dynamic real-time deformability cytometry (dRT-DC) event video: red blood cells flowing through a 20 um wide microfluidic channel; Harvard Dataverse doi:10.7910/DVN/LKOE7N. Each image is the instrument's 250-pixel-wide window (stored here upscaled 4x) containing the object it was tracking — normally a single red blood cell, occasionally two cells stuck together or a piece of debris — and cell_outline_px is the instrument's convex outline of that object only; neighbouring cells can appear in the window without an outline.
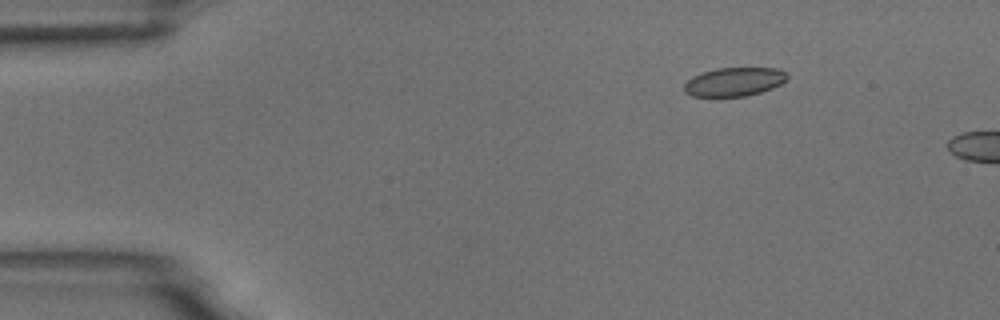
{"species": "common noctule bat (a hibernating species)", "species_latin": "Nyctalus noctula", "temperature_condition": "room temperature", "stored_images_in_passage": 3, "camera_frame_rate_fps": 3000, "um_per_image_px": 0.085, "animal": {"sex": "male", "body_mass_g": 18.8}, "frame": {"image": 1, "passage_image": 1, "time_ms": 0.0, "image_size_px": [1000, 320], "cell_outline_px": [[788, 76], [780, 84], [772, 88], [760, 92], [744, 96], [692, 96], [684, 92], [684, 84], [692, 76], [700, 72], [716, 68], [776, 68], [788, 72]], "centroid_in_image_um": [62.38, 6.94], "position_along_channel_um": 22.6, "area_um2": 17.22}}